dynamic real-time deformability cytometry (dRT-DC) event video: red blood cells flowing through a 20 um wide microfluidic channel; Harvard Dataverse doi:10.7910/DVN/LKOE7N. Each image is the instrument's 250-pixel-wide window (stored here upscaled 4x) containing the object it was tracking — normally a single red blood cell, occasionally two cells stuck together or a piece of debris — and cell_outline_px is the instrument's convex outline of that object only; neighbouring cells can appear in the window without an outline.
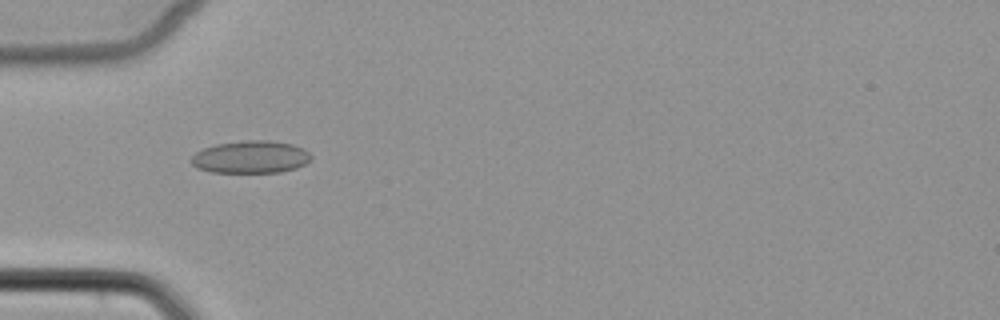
{"species": "common noctule bat (a hibernating species)", "species_latin": "Nyctalus noctula", "temperature_condition": "cold", "stored_images_in_passage": 5, "camera_frame_rate_fps": 3000, "um_per_image_px": 0.085, "animal": {"sex": "female", "body_mass_g": 22.7, "forearm_length_mm": 54.2}, "frame": {"image": 1, "passage_image": 4, "time_ms": 4.333, "image_size_px": [1000, 320], "cell_outline_px": [[312, 160], [296, 168], [280, 172], [212, 172], [196, 168], [192, 164], [192, 156], [196, 152], [204, 148], [216, 144], [244, 140], [268, 140], [292, 144], [304, 148], [312, 156]], "centroid_in_image_um": [21.33, 13.34], "position_along_channel_um": 63.7, "area_um2": 22.72}}
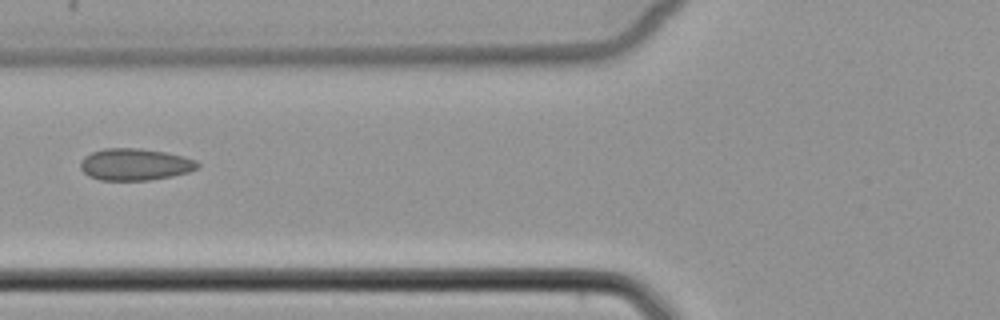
{"frame": {"image": 2, "passage_image": 5, "time_ms": 5.667, "image_size_px": [1000, 320], "cell_outline_px": [[200, 168], [188, 172], [172, 176], [148, 180], [100, 180], [88, 176], [80, 168], [80, 160], [84, 156], [92, 152], [104, 148], [140, 148], [164, 152], [184, 156], [196, 160], [200, 164]], "centroid_in_image_um": [11.47, 13.97], "position_along_channel_um": 114.3, "area_um2": 21.91}}